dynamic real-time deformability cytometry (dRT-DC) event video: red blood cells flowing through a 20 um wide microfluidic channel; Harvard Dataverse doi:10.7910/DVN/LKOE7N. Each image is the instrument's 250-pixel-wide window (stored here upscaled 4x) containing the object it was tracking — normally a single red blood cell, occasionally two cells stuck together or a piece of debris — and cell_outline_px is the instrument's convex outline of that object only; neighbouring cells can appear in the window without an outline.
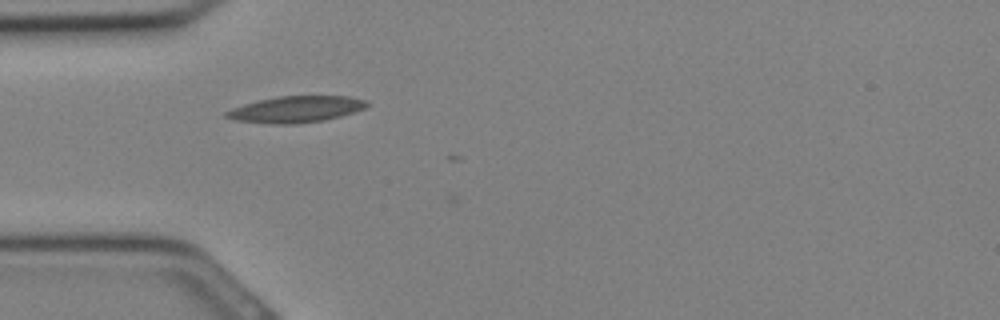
{"species": "Egyptian fruit bat (a non-hibernating species)", "species_latin": "Rousettus aegyptiacus", "temperature_condition": "cold", "stored_images_in_passage": 4, "camera_frame_rate_fps": 3000, "um_per_image_px": 0.085, "animal": {"sex": "female"}, "frame": {"image": 1, "passage_image": 2, "time_ms": 0.333, "image_size_px": [1000, 320], "cell_outline_px": [[368, 104], [364, 108], [340, 116], [324, 120], [296, 124], [272, 124], [236, 120], [224, 116], [224, 112], [232, 108], [244, 104], [260, 100], [280, 96], [348, 96], [368, 100]], "centroid_in_image_um": [25.15, 9.29], "position_along_channel_um": 59.9, "area_um2": 21.44}}
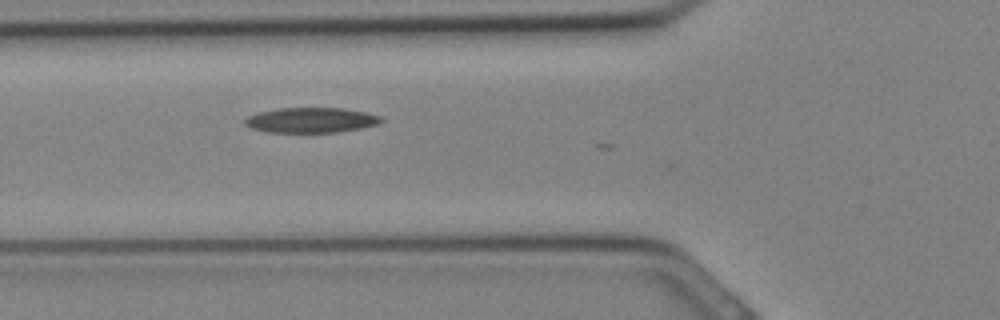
{"frame": {"image": 2, "passage_image": 4, "time_ms": 1.0, "image_size_px": [1000, 320], "cell_outline_px": [[384, 120], [376, 124], [360, 128], [340, 132], [268, 132], [252, 128], [244, 124], [244, 120], [248, 116], [260, 112], [280, 108], [344, 108], [364, 112], [380, 116]], "centroid_in_image_um": [26.43, 10.21], "position_along_channel_um": 99.4, "area_um2": 19.77}}